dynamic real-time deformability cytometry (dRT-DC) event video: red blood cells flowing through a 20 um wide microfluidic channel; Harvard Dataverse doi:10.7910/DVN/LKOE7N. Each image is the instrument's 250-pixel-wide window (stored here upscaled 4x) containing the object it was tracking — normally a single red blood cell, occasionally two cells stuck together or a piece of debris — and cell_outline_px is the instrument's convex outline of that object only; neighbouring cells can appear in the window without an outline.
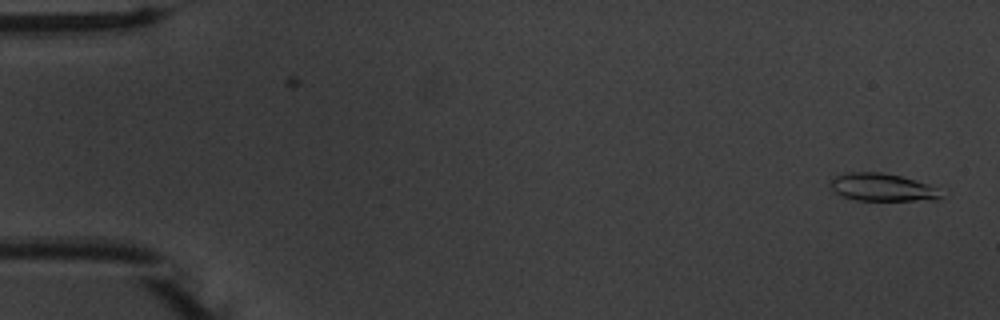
{"species": "common noctule bat (a hibernating species)", "species_latin": "Nyctalus noctula", "temperature_condition": "warm", "stored_images_in_passage": 54, "camera_frame_rate_fps": 3000, "um_per_image_px": 0.085, "animal": {"sex": "male", "body_mass_g": 20.1, "forearm_length_mm": 53.5}, "frame": {"image": 1, "passage_image": 1, "time_ms": 0.0, "image_size_px": [1000, 320], "cell_outline_px": [[948, 196], [936, 200], [856, 200], [840, 196], [832, 192], [832, 180], [836, 176], [848, 172], [880, 172], [900, 176], [916, 180], [936, 188]], "centroid_in_image_um": [75.03, 15.94], "position_along_channel_um": 10.0, "area_um2": 17.92}}
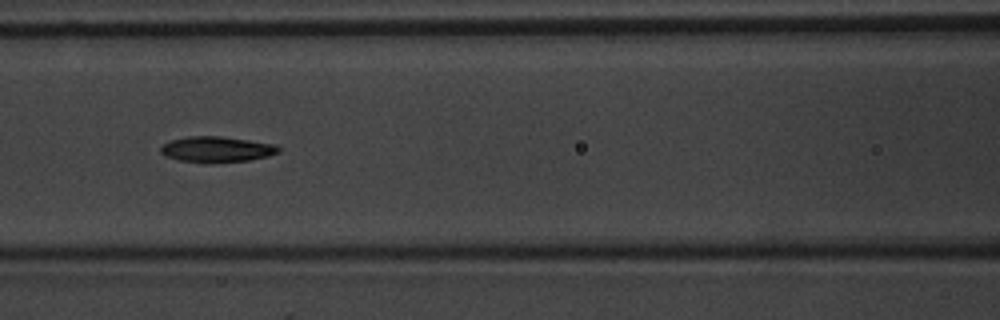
{"frame": {"image": 2, "passage_image": 23, "time_ms": 7.333, "image_size_px": [1000, 320], "cell_outline_px": [[280, 152], [268, 156], [248, 160], [212, 164], [180, 160], [164, 156], [160, 152], [160, 144], [168, 140], [188, 136], [220, 136], [276, 144], [280, 148]], "centroid_in_image_um": [18.37, 12.7], "position_along_channel_um": 148.2, "area_um2": 18.03}}
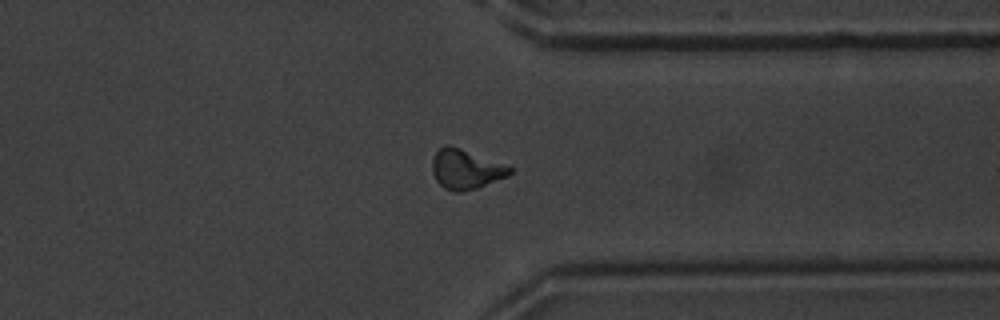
{"frame": {"image": 3, "passage_image": 41, "time_ms": 13.333, "image_size_px": [1000, 320], "cell_outline_px": [[512, 172], [508, 176], [476, 188], [460, 192], [452, 192], [444, 188], [436, 180], [432, 172], [432, 156], [444, 144], [448, 144], [460, 148], [512, 168]], "centroid_in_image_um": [39.53, 14.39], "position_along_channel_um": 371.9, "area_um2": 17.69}, "authors_computed_cell_mechanics": {"area_um2": 17.3111, "velocity_mm_per_s": 3.7555, "shape_relaxation_time_tau1_ms": 3.1862, "shape_relaxation_time_tau2_ms": 4.6088, "deformation_change_tau1": 0.1622, "deformation_change_tau2": 0.1388}}